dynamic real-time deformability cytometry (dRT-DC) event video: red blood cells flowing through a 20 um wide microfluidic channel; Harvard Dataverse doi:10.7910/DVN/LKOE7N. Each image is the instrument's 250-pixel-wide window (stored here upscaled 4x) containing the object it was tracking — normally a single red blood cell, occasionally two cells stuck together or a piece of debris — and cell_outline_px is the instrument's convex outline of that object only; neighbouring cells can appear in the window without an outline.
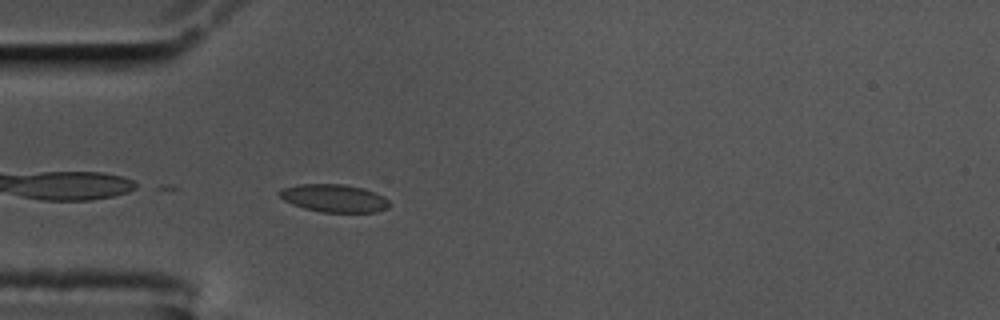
{"species": "common noctule bat (a hibernating species)", "species_latin": "Nyctalus noctula", "temperature_condition": "cold", "stored_images_in_passage": 43, "camera_frame_rate_fps": 3000, "um_per_image_px": 0.085, "animal": {"sex": "male", "body_mass_g": 17.5, "forearm_length_mm": 52.3}, "frame": {"image": 1, "passage_image": 2, "time_ms": 0.333, "image_size_px": [1000, 320], "cell_outline_px": [[392, 204], [388, 208], [376, 212], [324, 212], [304, 208], [292, 204], [284, 200], [276, 192], [284, 188], [300, 184], [344, 184], [364, 188], [384, 196]], "centroid_in_image_um": [28.43, 16.84], "position_along_channel_um": 56.6, "area_um2": 17.86}}
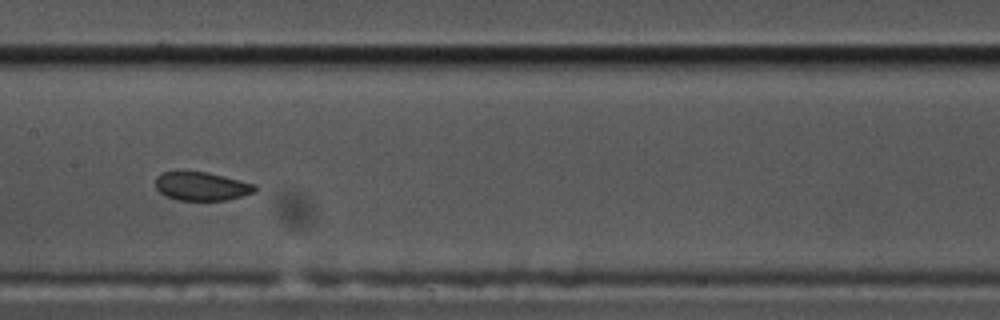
{"frame": {"image": 2, "passage_image": 14, "time_ms": 4.333, "image_size_px": [1000, 320], "cell_outline_px": [[256, 192], [228, 200], [180, 200], [164, 196], [156, 188], [156, 176], [160, 172], [208, 172], [256, 184]], "centroid_in_image_um": [17.15, 15.84], "position_along_channel_um": 190.3, "area_um2": 16.59}}
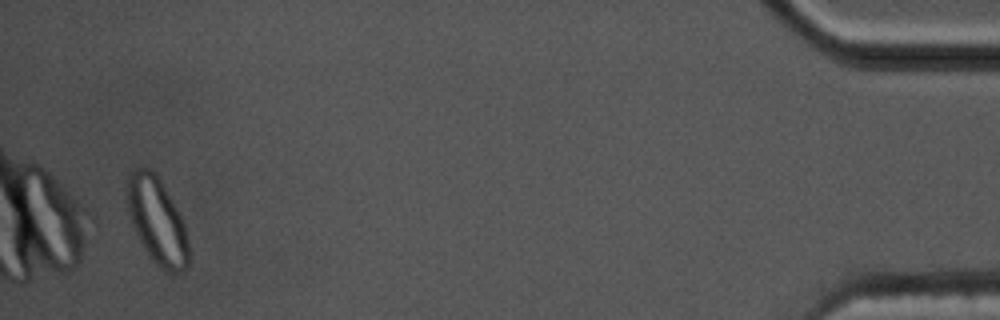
{"frame": {"image": 3, "passage_image": 41, "time_ms": 13.333, "image_size_px": [1000, 320], "cell_outline_px": [[188, 268], [180, 272], [164, 272], [152, 260], [144, 248], [128, 216], [128, 176], [136, 168], [148, 168], [160, 180], [176, 208], [184, 224], [188, 240]], "centroid_in_image_um": [13.36, 18.83], "position_along_channel_um": 421.8, "area_um2": 30.4}, "authors_computed_cell_mechanics": {"area_um2": 17.8602, "velocity_mm_per_s": 3.4652, "shape_relaxation_time_tau1_ms": null, "shape_relaxation_time_tau2_ms": 2.4373, "deformation_change_tau1": null, "deformation_change_tau2": 0.0479}}